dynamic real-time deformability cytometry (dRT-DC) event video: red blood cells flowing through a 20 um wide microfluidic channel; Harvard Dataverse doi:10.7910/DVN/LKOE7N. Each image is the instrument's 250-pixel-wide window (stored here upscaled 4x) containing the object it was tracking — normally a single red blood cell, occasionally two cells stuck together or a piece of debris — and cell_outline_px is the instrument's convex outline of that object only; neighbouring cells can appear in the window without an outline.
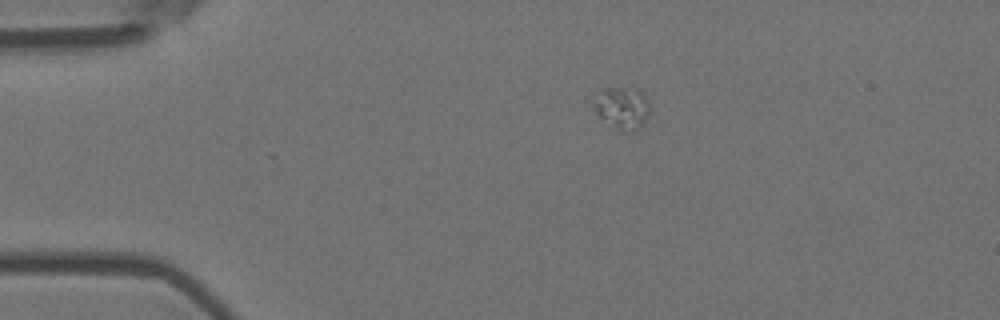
{"species": "Egyptian fruit bat (a non-hibernating species)", "species_latin": "Rousettus aegyptiacus", "temperature_condition": "room temperature", "stored_images_in_passage": 5, "camera_frame_rate_fps": 3000, "um_per_image_px": 0.085, "animal": {"sex": "female"}, "frame": {"image": 1, "passage_image": 1, "time_ms": 0.0, "image_size_px": [1000, 320], "cell_outline_px": [[648, 112], [640, 128], [616, 128], [600, 116], [596, 112], [596, 104], [604, 88], [636, 88], [648, 100]], "centroid_in_image_um": [52.94, 9.13], "position_along_channel_um": 32.1, "area_um2": 12.48}}